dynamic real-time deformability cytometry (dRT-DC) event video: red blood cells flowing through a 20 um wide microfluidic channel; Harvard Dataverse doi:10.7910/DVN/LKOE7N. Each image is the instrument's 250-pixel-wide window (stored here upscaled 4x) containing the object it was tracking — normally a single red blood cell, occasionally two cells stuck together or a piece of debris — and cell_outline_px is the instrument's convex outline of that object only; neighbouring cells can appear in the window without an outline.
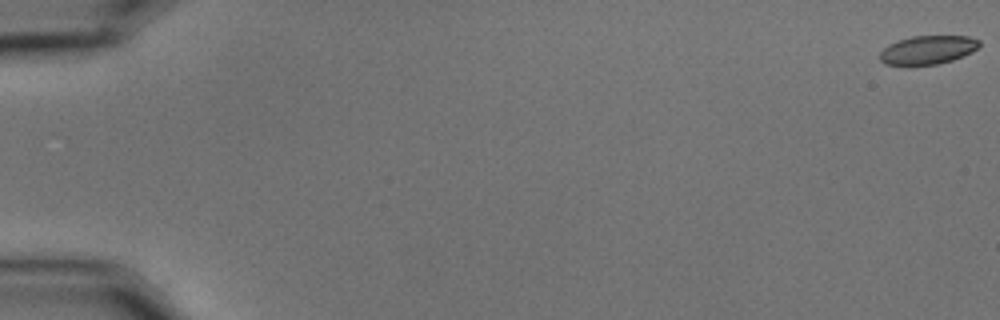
{"species": "common noctule bat (a hibernating species)", "species_latin": "Nyctalus noctula", "temperature_condition": "cold", "stored_images_in_passage": 58, "camera_frame_rate_fps": 3000, "um_per_image_px": 0.085, "animal": {"sex": "male", "body_mass_g": 15.6}, "frame": {"image": 1, "passage_image": 1, "time_ms": 0.0, "image_size_px": [1000, 320], "cell_outline_px": [[980, 48], [972, 52], [952, 60], [936, 64], [884, 64], [880, 60], [880, 52], [888, 44], [912, 36], [968, 36], [980, 40]], "centroid_in_image_um": [78.9, 4.22], "position_along_channel_um": 6.1, "area_um2": 16.42}}
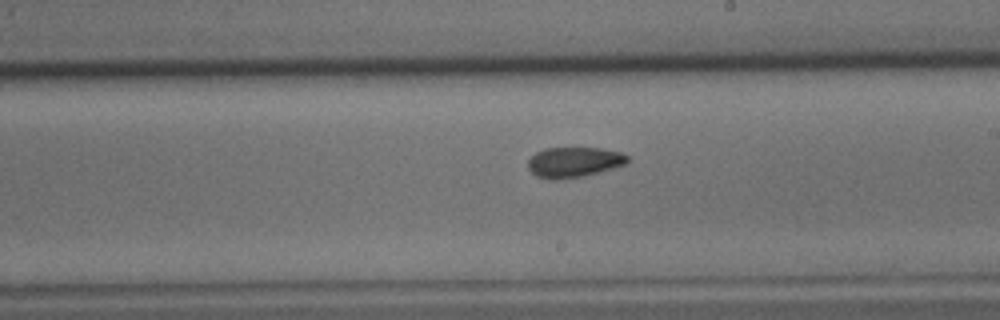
{"frame": {"image": 2, "passage_image": 35, "time_ms": 11.333, "image_size_px": [1000, 320], "cell_outline_px": [[628, 164], [600, 172], [584, 176], [556, 180], [548, 180], [536, 176], [528, 168], [528, 160], [536, 152], [544, 148], [600, 148], [620, 152], [628, 156]], "centroid_in_image_um": [48.78, 13.79], "position_along_channel_um": 240.2, "area_um2": 17.74}}
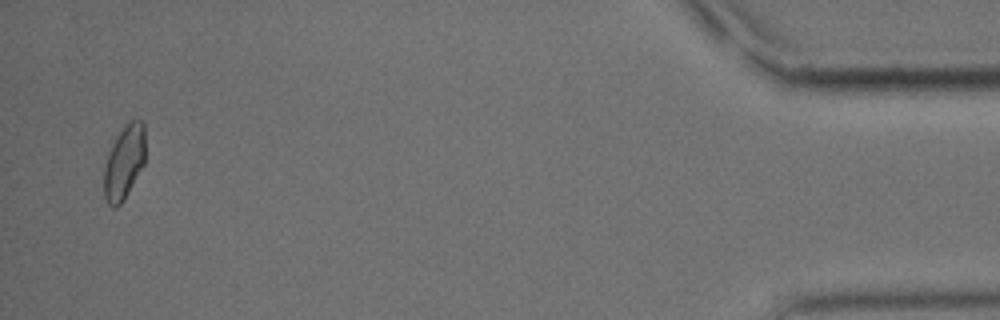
{"frame": {"image": 3, "passage_image": 57, "time_ms": 18.667, "image_size_px": [1000, 320], "cell_outline_px": [[144, 164], [120, 204], [116, 208], [112, 208], [108, 204], [104, 196], [104, 168], [108, 152], [116, 136], [128, 120], [140, 120], [144, 124]], "centroid_in_image_um": [10.53, 13.77], "position_along_channel_um": 424.7, "area_um2": 17.63}, "authors_computed_cell_mechanics": {"area_um2": 17.8602, "velocity_mm_per_s": 3.5404, "shape_relaxation_time_tau1_ms": 4.7885, "shape_relaxation_time_tau2_ms": 3.3716, "deformation_change_tau1": 0.1204, "deformation_change_tau2": 0.0714}}